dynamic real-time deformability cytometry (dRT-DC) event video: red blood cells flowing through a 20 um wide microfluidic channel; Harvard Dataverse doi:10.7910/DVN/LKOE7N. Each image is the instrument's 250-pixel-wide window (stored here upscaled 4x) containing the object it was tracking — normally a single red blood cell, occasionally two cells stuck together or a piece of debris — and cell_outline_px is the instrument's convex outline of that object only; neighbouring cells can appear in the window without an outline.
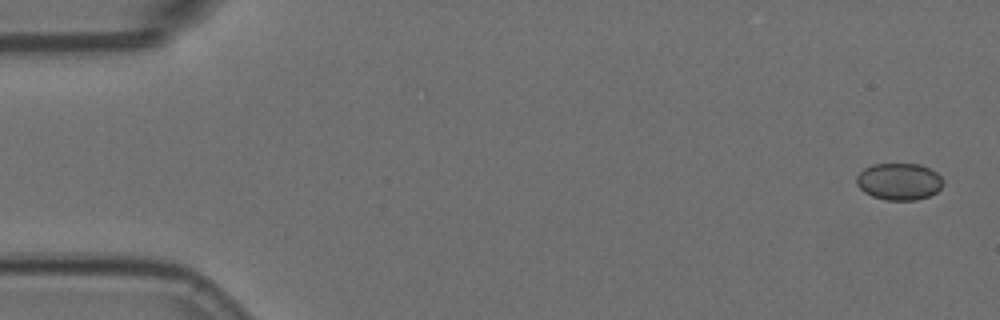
{"species": "Egyptian fruit bat (a non-hibernating species)", "species_latin": "Rousettus aegyptiacus", "temperature_condition": "room temperature", "stored_images_in_passage": 5, "segment_of_instrument_passage": [1, 2], "camera_frame_rate_fps": 3000, "um_per_image_px": 0.085, "animal": {"sex": "female"}, "frame": {"image": 1, "passage_image": 1, "time_ms": 0.0, "image_size_px": [1000, 320], "cell_outline_px": [[944, 184], [936, 192], [928, 196], [916, 200], [884, 200], [872, 196], [864, 192], [856, 184], [856, 176], [864, 168], [872, 164], [920, 164], [936, 172], [944, 180]], "centroid_in_image_um": [76.41, 15.43], "position_along_channel_um": 8.6, "area_um2": 18.73}}